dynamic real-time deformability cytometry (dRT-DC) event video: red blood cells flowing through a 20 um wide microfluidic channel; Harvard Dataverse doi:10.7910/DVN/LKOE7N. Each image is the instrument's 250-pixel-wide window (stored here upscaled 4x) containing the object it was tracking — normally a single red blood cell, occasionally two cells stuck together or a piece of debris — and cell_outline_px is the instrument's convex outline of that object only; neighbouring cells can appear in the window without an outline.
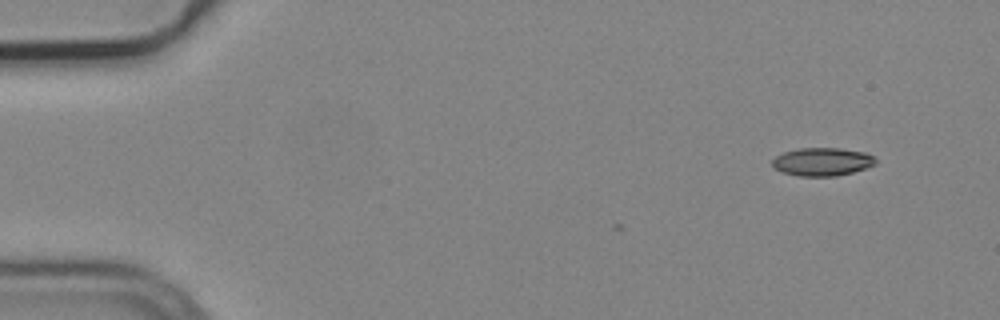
{"species": "common noctule bat (a hibernating species)", "species_latin": "Nyctalus noctula", "temperature_condition": "cold", "stored_images_in_passage": 3, "camera_frame_rate_fps": 3000, "um_per_image_px": 0.085, "animal": {"sex": "male", "body_mass_g": 19.2, "forearm_length_mm": 51.8}, "frame": {"image": 1, "passage_image": 3, "time_ms": 0.667, "image_size_px": [1000, 320], "cell_outline_px": [[876, 164], [852, 172], [836, 176], [800, 176], [784, 172], [772, 168], [772, 160], [776, 156], [784, 152], [800, 148], [840, 148], [864, 152], [876, 156]], "centroid_in_image_um": [69.9, 13.74], "position_along_channel_um": 15.1, "area_um2": 16.94}}